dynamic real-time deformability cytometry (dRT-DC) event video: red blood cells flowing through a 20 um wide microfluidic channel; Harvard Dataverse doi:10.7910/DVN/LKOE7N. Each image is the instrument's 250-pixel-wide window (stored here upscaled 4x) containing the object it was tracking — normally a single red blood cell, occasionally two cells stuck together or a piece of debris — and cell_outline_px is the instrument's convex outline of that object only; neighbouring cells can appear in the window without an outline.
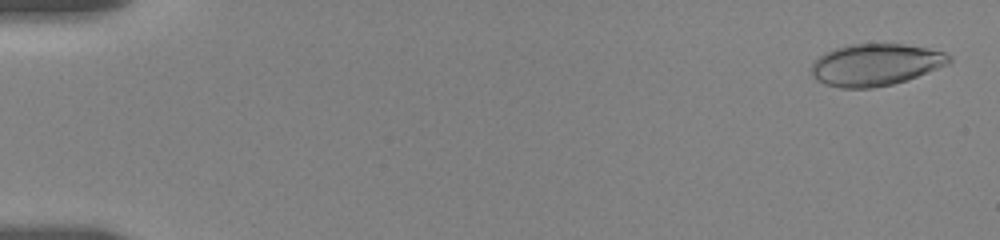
{"species": "human", "species_latin": "Homo sapiens", "temperature_condition": "room temperature", "stored_images_in_passage": 10, "camera_frame_rate_fps": 3000, "um_per_image_px": 0.085, "donor": {"sex": "female"}, "frame": {"image": 1, "passage_image": 1, "time_ms": 0.0, "image_size_px": [1000, 240], "cell_outline_px": [[952, 60], [948, 64], [916, 76], [892, 84], [872, 88], [840, 88], [824, 84], [816, 80], [812, 76], [808, 68], [824, 52], [848, 44], [904, 44], [928, 48], [944, 52], [952, 56]], "centroid_in_image_um": [74.38, 5.5], "position_along_channel_um": 10.6, "area_um2": 33.7}}
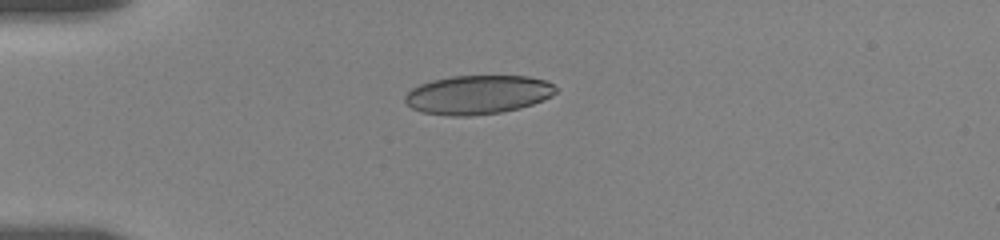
{"frame": {"image": 2, "passage_image": 6, "time_ms": 4.333, "image_size_px": [1000, 240], "cell_outline_px": [[556, 92], [552, 96], [532, 104], [520, 108], [500, 112], [468, 116], [452, 116], [424, 112], [412, 108], [404, 100], [404, 96], [412, 88], [420, 84], [432, 80], [452, 76], [528, 76], [548, 80], [556, 88]], "centroid_in_image_um": [40.63, 8.04], "position_along_channel_um": 44.4, "area_um2": 34.1}}
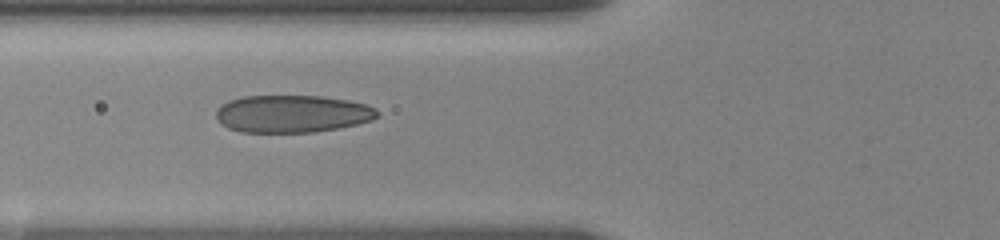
{"frame": {"image": 3, "passage_image": 9, "time_ms": 6.667, "image_size_px": [1000, 240], "cell_outline_px": [[376, 116], [372, 120], [356, 124], [336, 128], [312, 132], [240, 132], [228, 128], [220, 124], [216, 116], [216, 108], [220, 104], [228, 100], [244, 96], [320, 96], [348, 100], [364, 104], [376, 108]], "centroid_in_image_um": [24.76, 9.67], "position_along_channel_um": 101.0, "area_um2": 35.14}}